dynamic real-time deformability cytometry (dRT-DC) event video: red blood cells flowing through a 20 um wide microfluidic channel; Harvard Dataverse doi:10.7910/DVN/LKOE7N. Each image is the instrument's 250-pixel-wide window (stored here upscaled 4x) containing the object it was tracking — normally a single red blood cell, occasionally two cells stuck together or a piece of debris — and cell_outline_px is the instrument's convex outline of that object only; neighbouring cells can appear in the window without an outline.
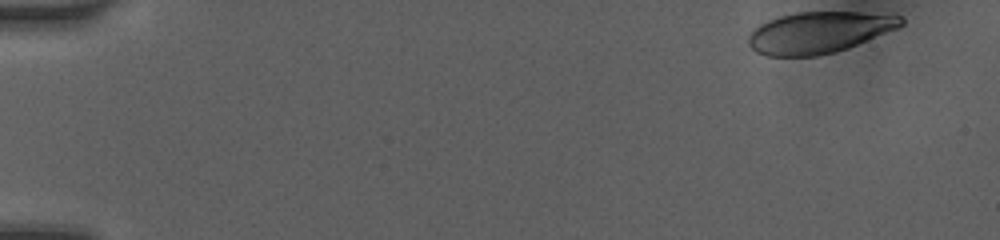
{"species": "human", "species_latin": "Homo sapiens", "temperature_condition": "room temperature", "stored_images_in_passage": 36, "camera_frame_rate_fps": 3000, "um_per_image_px": 0.085, "donor": {"sex": "female"}, "frame": {"image": 1, "passage_image": 1, "time_ms": 0.0, "image_size_px": [1000, 240], "cell_outline_px": [[904, 24], [896, 28], [848, 48], [816, 56], [768, 56], [756, 52], [748, 44], [748, 36], [752, 28], [768, 20], [780, 16], [796, 12], [860, 12], [900, 16], [904, 20]], "centroid_in_image_um": [69.55, 2.75], "position_along_channel_um": 15.4, "area_um2": 36.59}}
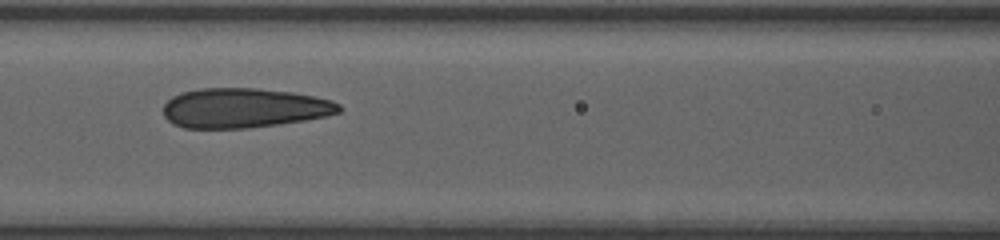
{"frame": {"image": 2, "passage_image": 18, "time_ms": 6.667, "image_size_px": [1000, 240], "cell_outline_px": [[344, 108], [340, 112], [324, 116], [304, 120], [248, 128], [184, 128], [172, 124], [164, 116], [164, 104], [172, 96], [180, 92], [200, 88], [256, 88], [292, 92], [332, 100], [340, 104]], "centroid_in_image_um": [20.72, 9.17], "position_along_channel_um": 145.9, "area_um2": 40.69}}
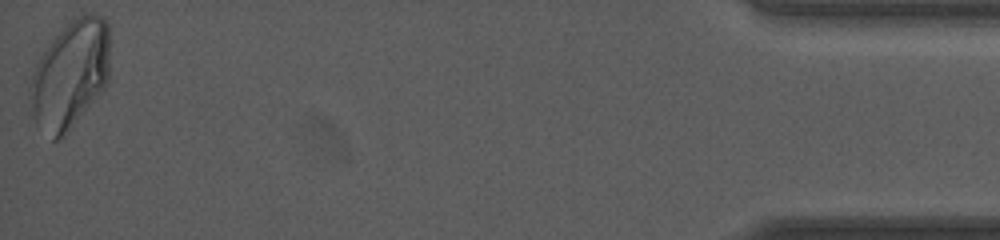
{"frame": {"image": 3, "passage_image": 36, "time_ms": 15.667, "image_size_px": [1000, 240], "cell_outline_px": [[108, 84], [64, 136], [60, 140], [52, 140], [36, 124], [32, 116], [28, 92], [28, 88], [32, 72], [40, 56], [52, 40], [72, 20], [88, 12], [92, 12], [104, 16], [108, 24]], "centroid_in_image_um": [5.94, 6.36], "position_along_channel_um": 429.3, "area_um2": 50.29}, "authors_computed_cell_mechanics": {"area_um2": 40.7201, "velocity_mm_per_s": 4.0901, "shape_relaxation_time_tau1_ms": 9.4247, "shape_relaxation_time_tau2_ms": 1.1256, "deformation_change_tau1": 0.1869, "deformation_change_tau2": 0.0541}}